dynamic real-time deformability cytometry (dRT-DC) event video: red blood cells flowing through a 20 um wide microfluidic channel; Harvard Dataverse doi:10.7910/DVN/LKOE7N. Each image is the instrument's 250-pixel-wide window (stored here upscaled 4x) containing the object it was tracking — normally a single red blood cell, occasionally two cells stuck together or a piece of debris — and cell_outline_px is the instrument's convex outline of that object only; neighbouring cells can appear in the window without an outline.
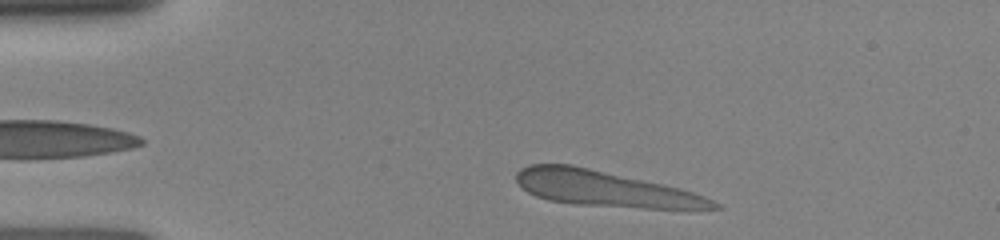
{"species": "human", "species_latin": "Homo sapiens", "temperature_condition": "room temperature", "stored_images_in_passage": 7, "camera_frame_rate_fps": 3000, "um_per_image_px": 0.085, "donor": {"sex": "female"}, "frame": {"image": 1, "passage_image": 1, "time_ms": 0.0, "image_size_px": [1000, 240], "cell_outline_px": [[724, 208], [644, 208], [576, 204], [548, 200], [536, 196], [528, 192], [516, 180], [516, 172], [520, 168], [528, 164], [572, 164], [680, 188], [704, 196], [720, 204]], "centroid_in_image_um": [51.36, 16.02], "position_along_channel_um": 33.6, "area_um2": 40.46}}
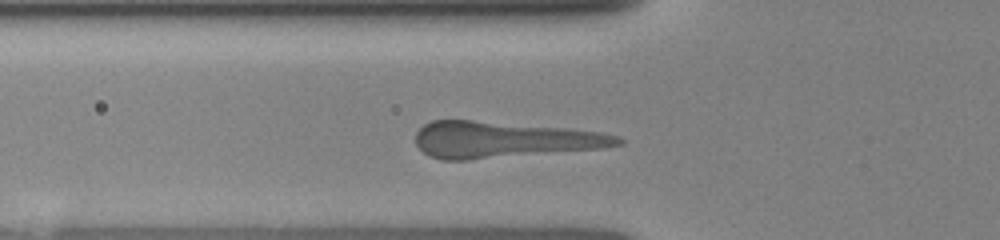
{"frame": {"image": 2, "passage_image": 5, "time_ms": 2.333, "image_size_px": [1000, 240], "cell_outline_px": [[624, 144], [604, 148], [468, 160], [444, 160], [428, 156], [416, 144], [416, 132], [424, 124], [432, 120], [472, 120], [568, 128], [600, 132], [616, 136], [624, 140]], "centroid_in_image_um": [42.81, 11.87], "position_along_channel_um": 83.0, "area_um2": 42.77}}
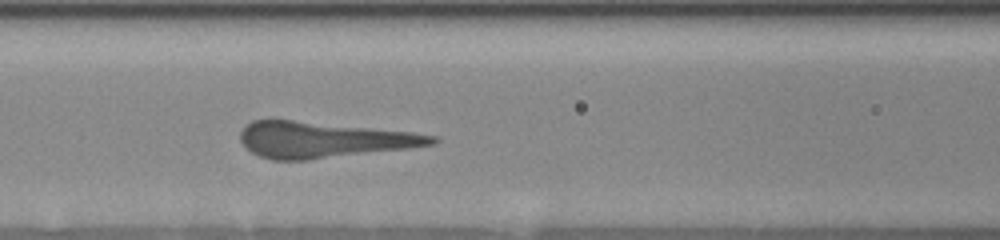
{"frame": {"image": 3, "passage_image": 7, "time_ms": 3.667, "image_size_px": [1000, 240], "cell_outline_px": [[440, 140], [436, 144], [412, 148], [308, 160], [272, 160], [260, 156], [252, 152], [240, 140], [240, 132], [244, 124], [252, 120], [292, 120], [412, 132], [436, 136]], "centroid_in_image_um": [27.51, 11.88], "position_along_channel_um": 139.1, "area_um2": 40.11}}